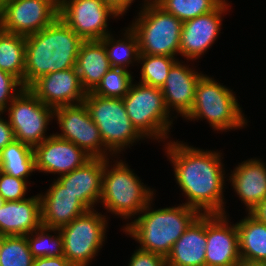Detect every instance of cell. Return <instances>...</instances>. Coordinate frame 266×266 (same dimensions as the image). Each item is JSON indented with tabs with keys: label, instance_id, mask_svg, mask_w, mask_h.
Here are the masks:
<instances>
[{
	"label": "cell",
	"instance_id": "7c38bea8",
	"mask_svg": "<svg viewBox=\"0 0 266 266\" xmlns=\"http://www.w3.org/2000/svg\"><path fill=\"white\" fill-rule=\"evenodd\" d=\"M59 17V0H7L0 8V28L29 36Z\"/></svg>",
	"mask_w": 266,
	"mask_h": 266
},
{
	"label": "cell",
	"instance_id": "ac0fdd59",
	"mask_svg": "<svg viewBox=\"0 0 266 266\" xmlns=\"http://www.w3.org/2000/svg\"><path fill=\"white\" fill-rule=\"evenodd\" d=\"M178 60L170 69L164 85L161 87L166 106L172 112L184 118L192 109L198 81L204 75Z\"/></svg>",
	"mask_w": 266,
	"mask_h": 266
},
{
	"label": "cell",
	"instance_id": "9c48e42d",
	"mask_svg": "<svg viewBox=\"0 0 266 266\" xmlns=\"http://www.w3.org/2000/svg\"><path fill=\"white\" fill-rule=\"evenodd\" d=\"M91 209L59 229L64 257L73 266L91 264L107 239L108 217ZM106 237V238H105Z\"/></svg>",
	"mask_w": 266,
	"mask_h": 266
},
{
	"label": "cell",
	"instance_id": "277c9868",
	"mask_svg": "<svg viewBox=\"0 0 266 266\" xmlns=\"http://www.w3.org/2000/svg\"><path fill=\"white\" fill-rule=\"evenodd\" d=\"M114 164L105 159L102 176L100 203L107 213L129 222L135 219L147 204L156 196L155 189L145 185L130 166L115 156ZM111 165H110V164ZM133 218V219H132ZM128 219V220H126Z\"/></svg>",
	"mask_w": 266,
	"mask_h": 266
},
{
	"label": "cell",
	"instance_id": "4316f807",
	"mask_svg": "<svg viewBox=\"0 0 266 266\" xmlns=\"http://www.w3.org/2000/svg\"><path fill=\"white\" fill-rule=\"evenodd\" d=\"M25 36L0 28V69L15 76L24 87Z\"/></svg>",
	"mask_w": 266,
	"mask_h": 266
},
{
	"label": "cell",
	"instance_id": "1f68e13d",
	"mask_svg": "<svg viewBox=\"0 0 266 266\" xmlns=\"http://www.w3.org/2000/svg\"><path fill=\"white\" fill-rule=\"evenodd\" d=\"M223 0H162L157 5L184 22L213 11Z\"/></svg>",
	"mask_w": 266,
	"mask_h": 266
},
{
	"label": "cell",
	"instance_id": "f6af8a7d",
	"mask_svg": "<svg viewBox=\"0 0 266 266\" xmlns=\"http://www.w3.org/2000/svg\"><path fill=\"white\" fill-rule=\"evenodd\" d=\"M3 174V167H2V164L0 162V176Z\"/></svg>",
	"mask_w": 266,
	"mask_h": 266
},
{
	"label": "cell",
	"instance_id": "83f0119b",
	"mask_svg": "<svg viewBox=\"0 0 266 266\" xmlns=\"http://www.w3.org/2000/svg\"><path fill=\"white\" fill-rule=\"evenodd\" d=\"M0 162L3 173L28 181L35 171V156L33 148L18 140L9 143L0 152Z\"/></svg>",
	"mask_w": 266,
	"mask_h": 266
},
{
	"label": "cell",
	"instance_id": "9a60e30c",
	"mask_svg": "<svg viewBox=\"0 0 266 266\" xmlns=\"http://www.w3.org/2000/svg\"><path fill=\"white\" fill-rule=\"evenodd\" d=\"M229 218V214H206L205 266H237L241 261L237 226Z\"/></svg>",
	"mask_w": 266,
	"mask_h": 266
},
{
	"label": "cell",
	"instance_id": "d590c367",
	"mask_svg": "<svg viewBox=\"0 0 266 266\" xmlns=\"http://www.w3.org/2000/svg\"><path fill=\"white\" fill-rule=\"evenodd\" d=\"M127 266H167V262L161 255L136 248Z\"/></svg>",
	"mask_w": 266,
	"mask_h": 266
},
{
	"label": "cell",
	"instance_id": "f35d334b",
	"mask_svg": "<svg viewBox=\"0 0 266 266\" xmlns=\"http://www.w3.org/2000/svg\"><path fill=\"white\" fill-rule=\"evenodd\" d=\"M103 3L110 7L118 16H123L128 8L132 6L135 0H102Z\"/></svg>",
	"mask_w": 266,
	"mask_h": 266
},
{
	"label": "cell",
	"instance_id": "d6986e66",
	"mask_svg": "<svg viewBox=\"0 0 266 266\" xmlns=\"http://www.w3.org/2000/svg\"><path fill=\"white\" fill-rule=\"evenodd\" d=\"M41 224L49 228H58L69 224L89 209L77 196L66 190L56 179L45 193H40Z\"/></svg>",
	"mask_w": 266,
	"mask_h": 266
},
{
	"label": "cell",
	"instance_id": "603a6c76",
	"mask_svg": "<svg viewBox=\"0 0 266 266\" xmlns=\"http://www.w3.org/2000/svg\"><path fill=\"white\" fill-rule=\"evenodd\" d=\"M206 214H200L174 243L167 266H205Z\"/></svg>",
	"mask_w": 266,
	"mask_h": 266
},
{
	"label": "cell",
	"instance_id": "52a82bcc",
	"mask_svg": "<svg viewBox=\"0 0 266 266\" xmlns=\"http://www.w3.org/2000/svg\"><path fill=\"white\" fill-rule=\"evenodd\" d=\"M84 103L100 131L104 146L113 156H120L122 151L145 139L129 119L122 98L102 97L87 92Z\"/></svg>",
	"mask_w": 266,
	"mask_h": 266
},
{
	"label": "cell",
	"instance_id": "30bf717a",
	"mask_svg": "<svg viewBox=\"0 0 266 266\" xmlns=\"http://www.w3.org/2000/svg\"><path fill=\"white\" fill-rule=\"evenodd\" d=\"M6 112L15 140L34 148L50 137L46 132L54 119V108L41 102L28 88L22 89Z\"/></svg>",
	"mask_w": 266,
	"mask_h": 266
},
{
	"label": "cell",
	"instance_id": "ffe728a7",
	"mask_svg": "<svg viewBox=\"0 0 266 266\" xmlns=\"http://www.w3.org/2000/svg\"><path fill=\"white\" fill-rule=\"evenodd\" d=\"M104 166V158H91L83 166L56 177V180L91 210L100 203Z\"/></svg>",
	"mask_w": 266,
	"mask_h": 266
},
{
	"label": "cell",
	"instance_id": "2e32d148",
	"mask_svg": "<svg viewBox=\"0 0 266 266\" xmlns=\"http://www.w3.org/2000/svg\"><path fill=\"white\" fill-rule=\"evenodd\" d=\"M35 169L45 174L61 176L83 166L92 157L74 143L50 134L33 148Z\"/></svg>",
	"mask_w": 266,
	"mask_h": 266
},
{
	"label": "cell",
	"instance_id": "8992f818",
	"mask_svg": "<svg viewBox=\"0 0 266 266\" xmlns=\"http://www.w3.org/2000/svg\"><path fill=\"white\" fill-rule=\"evenodd\" d=\"M123 102L136 130L145 139L165 144L176 117L169 112L161 89L134 81Z\"/></svg>",
	"mask_w": 266,
	"mask_h": 266
},
{
	"label": "cell",
	"instance_id": "7402d4cb",
	"mask_svg": "<svg viewBox=\"0 0 266 266\" xmlns=\"http://www.w3.org/2000/svg\"><path fill=\"white\" fill-rule=\"evenodd\" d=\"M41 225L39 194L0 207V236H26Z\"/></svg>",
	"mask_w": 266,
	"mask_h": 266
},
{
	"label": "cell",
	"instance_id": "f546056e",
	"mask_svg": "<svg viewBox=\"0 0 266 266\" xmlns=\"http://www.w3.org/2000/svg\"><path fill=\"white\" fill-rule=\"evenodd\" d=\"M178 60L175 57L139 54L138 64L142 65L139 82L161 89L171 67Z\"/></svg>",
	"mask_w": 266,
	"mask_h": 266
},
{
	"label": "cell",
	"instance_id": "5b68a950",
	"mask_svg": "<svg viewBox=\"0 0 266 266\" xmlns=\"http://www.w3.org/2000/svg\"><path fill=\"white\" fill-rule=\"evenodd\" d=\"M245 116L233 89L204 74L198 81L192 109L184 119H204L214 131L227 132L248 126Z\"/></svg>",
	"mask_w": 266,
	"mask_h": 266
},
{
	"label": "cell",
	"instance_id": "7a4b0ae2",
	"mask_svg": "<svg viewBox=\"0 0 266 266\" xmlns=\"http://www.w3.org/2000/svg\"><path fill=\"white\" fill-rule=\"evenodd\" d=\"M25 40L24 88L43 75L74 68L84 42L60 17Z\"/></svg>",
	"mask_w": 266,
	"mask_h": 266
},
{
	"label": "cell",
	"instance_id": "60d3db41",
	"mask_svg": "<svg viewBox=\"0 0 266 266\" xmlns=\"http://www.w3.org/2000/svg\"><path fill=\"white\" fill-rule=\"evenodd\" d=\"M237 266H266V262L248 261L245 259H241Z\"/></svg>",
	"mask_w": 266,
	"mask_h": 266
},
{
	"label": "cell",
	"instance_id": "e575fe53",
	"mask_svg": "<svg viewBox=\"0 0 266 266\" xmlns=\"http://www.w3.org/2000/svg\"><path fill=\"white\" fill-rule=\"evenodd\" d=\"M23 88L15 76L0 69V111H4Z\"/></svg>",
	"mask_w": 266,
	"mask_h": 266
},
{
	"label": "cell",
	"instance_id": "836d02e7",
	"mask_svg": "<svg viewBox=\"0 0 266 266\" xmlns=\"http://www.w3.org/2000/svg\"><path fill=\"white\" fill-rule=\"evenodd\" d=\"M28 182L3 173L0 176V195L4 201H20L26 199Z\"/></svg>",
	"mask_w": 266,
	"mask_h": 266
},
{
	"label": "cell",
	"instance_id": "e0dca14e",
	"mask_svg": "<svg viewBox=\"0 0 266 266\" xmlns=\"http://www.w3.org/2000/svg\"><path fill=\"white\" fill-rule=\"evenodd\" d=\"M28 89L41 102L54 109L83 103L87 93L81 86L75 67L43 75Z\"/></svg>",
	"mask_w": 266,
	"mask_h": 266
},
{
	"label": "cell",
	"instance_id": "cb8c5ba5",
	"mask_svg": "<svg viewBox=\"0 0 266 266\" xmlns=\"http://www.w3.org/2000/svg\"><path fill=\"white\" fill-rule=\"evenodd\" d=\"M82 88L92 92L111 68L104 44L100 40L84 41L75 65Z\"/></svg>",
	"mask_w": 266,
	"mask_h": 266
},
{
	"label": "cell",
	"instance_id": "4dcf8cb0",
	"mask_svg": "<svg viewBox=\"0 0 266 266\" xmlns=\"http://www.w3.org/2000/svg\"><path fill=\"white\" fill-rule=\"evenodd\" d=\"M26 236H0V266H32Z\"/></svg>",
	"mask_w": 266,
	"mask_h": 266
},
{
	"label": "cell",
	"instance_id": "5bb4252c",
	"mask_svg": "<svg viewBox=\"0 0 266 266\" xmlns=\"http://www.w3.org/2000/svg\"><path fill=\"white\" fill-rule=\"evenodd\" d=\"M230 5L228 0H223L213 11L184 21L179 55L193 62L208 52L221 33L222 16L227 15Z\"/></svg>",
	"mask_w": 266,
	"mask_h": 266
},
{
	"label": "cell",
	"instance_id": "74e56055",
	"mask_svg": "<svg viewBox=\"0 0 266 266\" xmlns=\"http://www.w3.org/2000/svg\"><path fill=\"white\" fill-rule=\"evenodd\" d=\"M32 266H73L64 256L35 258Z\"/></svg>",
	"mask_w": 266,
	"mask_h": 266
},
{
	"label": "cell",
	"instance_id": "8d00e7d4",
	"mask_svg": "<svg viewBox=\"0 0 266 266\" xmlns=\"http://www.w3.org/2000/svg\"><path fill=\"white\" fill-rule=\"evenodd\" d=\"M4 111H0V152L5 148L9 143L15 140L13 129L11 128L8 120L5 116H2Z\"/></svg>",
	"mask_w": 266,
	"mask_h": 266
},
{
	"label": "cell",
	"instance_id": "ee69618b",
	"mask_svg": "<svg viewBox=\"0 0 266 266\" xmlns=\"http://www.w3.org/2000/svg\"><path fill=\"white\" fill-rule=\"evenodd\" d=\"M4 200H3V198L1 197V195H0V207L4 204Z\"/></svg>",
	"mask_w": 266,
	"mask_h": 266
},
{
	"label": "cell",
	"instance_id": "4fadbf2b",
	"mask_svg": "<svg viewBox=\"0 0 266 266\" xmlns=\"http://www.w3.org/2000/svg\"><path fill=\"white\" fill-rule=\"evenodd\" d=\"M59 17L84 41H90L109 35L108 21L120 16L102 0H59Z\"/></svg>",
	"mask_w": 266,
	"mask_h": 266
},
{
	"label": "cell",
	"instance_id": "484cf974",
	"mask_svg": "<svg viewBox=\"0 0 266 266\" xmlns=\"http://www.w3.org/2000/svg\"><path fill=\"white\" fill-rule=\"evenodd\" d=\"M123 30L125 32L121 33L124 35L119 37V40H115L113 33H110L100 41L104 44L111 67L129 70V67L134 66V62L138 63L139 45L137 36L130 26Z\"/></svg>",
	"mask_w": 266,
	"mask_h": 266
},
{
	"label": "cell",
	"instance_id": "ab89813d",
	"mask_svg": "<svg viewBox=\"0 0 266 266\" xmlns=\"http://www.w3.org/2000/svg\"><path fill=\"white\" fill-rule=\"evenodd\" d=\"M248 213L259 222L266 224V197Z\"/></svg>",
	"mask_w": 266,
	"mask_h": 266
},
{
	"label": "cell",
	"instance_id": "3957f363",
	"mask_svg": "<svg viewBox=\"0 0 266 266\" xmlns=\"http://www.w3.org/2000/svg\"><path fill=\"white\" fill-rule=\"evenodd\" d=\"M153 198L123 232L139 243L138 248L167 257L179 237L200 213L185 204L152 208ZM153 203V204H152Z\"/></svg>",
	"mask_w": 266,
	"mask_h": 266
},
{
	"label": "cell",
	"instance_id": "f1b7e54d",
	"mask_svg": "<svg viewBox=\"0 0 266 266\" xmlns=\"http://www.w3.org/2000/svg\"><path fill=\"white\" fill-rule=\"evenodd\" d=\"M26 238L29 250L34 258L64 256L63 238L58 228L41 225L26 235Z\"/></svg>",
	"mask_w": 266,
	"mask_h": 266
},
{
	"label": "cell",
	"instance_id": "7bdbcfd3",
	"mask_svg": "<svg viewBox=\"0 0 266 266\" xmlns=\"http://www.w3.org/2000/svg\"><path fill=\"white\" fill-rule=\"evenodd\" d=\"M7 2V0H0V8Z\"/></svg>",
	"mask_w": 266,
	"mask_h": 266
},
{
	"label": "cell",
	"instance_id": "6da1fadb",
	"mask_svg": "<svg viewBox=\"0 0 266 266\" xmlns=\"http://www.w3.org/2000/svg\"><path fill=\"white\" fill-rule=\"evenodd\" d=\"M163 146L173 166L174 179L187 198L183 204L200 214H228L223 193L228 179L223 153L205 151L178 140H167Z\"/></svg>",
	"mask_w": 266,
	"mask_h": 266
},
{
	"label": "cell",
	"instance_id": "b9f144b4",
	"mask_svg": "<svg viewBox=\"0 0 266 266\" xmlns=\"http://www.w3.org/2000/svg\"><path fill=\"white\" fill-rule=\"evenodd\" d=\"M143 1L144 2L142 3V6H145V5H157L162 0H143Z\"/></svg>",
	"mask_w": 266,
	"mask_h": 266
},
{
	"label": "cell",
	"instance_id": "d4e9b609",
	"mask_svg": "<svg viewBox=\"0 0 266 266\" xmlns=\"http://www.w3.org/2000/svg\"><path fill=\"white\" fill-rule=\"evenodd\" d=\"M240 258L266 262V224L249 213L236 222Z\"/></svg>",
	"mask_w": 266,
	"mask_h": 266
},
{
	"label": "cell",
	"instance_id": "ba28073f",
	"mask_svg": "<svg viewBox=\"0 0 266 266\" xmlns=\"http://www.w3.org/2000/svg\"><path fill=\"white\" fill-rule=\"evenodd\" d=\"M140 9L129 25L137 36L139 53L177 58L183 22L158 5L140 4Z\"/></svg>",
	"mask_w": 266,
	"mask_h": 266
},
{
	"label": "cell",
	"instance_id": "8fae6325",
	"mask_svg": "<svg viewBox=\"0 0 266 266\" xmlns=\"http://www.w3.org/2000/svg\"><path fill=\"white\" fill-rule=\"evenodd\" d=\"M53 120L61 130V133H55L56 136L74 143L92 158H115L104 146L100 131L84 102L55 108Z\"/></svg>",
	"mask_w": 266,
	"mask_h": 266
},
{
	"label": "cell",
	"instance_id": "44dd1931",
	"mask_svg": "<svg viewBox=\"0 0 266 266\" xmlns=\"http://www.w3.org/2000/svg\"><path fill=\"white\" fill-rule=\"evenodd\" d=\"M228 175L232 189L249 212L266 197V163L250 158L236 166Z\"/></svg>",
	"mask_w": 266,
	"mask_h": 266
},
{
	"label": "cell",
	"instance_id": "d6a6232c",
	"mask_svg": "<svg viewBox=\"0 0 266 266\" xmlns=\"http://www.w3.org/2000/svg\"><path fill=\"white\" fill-rule=\"evenodd\" d=\"M133 82L131 70L111 67L92 93L102 97L123 99Z\"/></svg>",
	"mask_w": 266,
	"mask_h": 266
}]
</instances>
